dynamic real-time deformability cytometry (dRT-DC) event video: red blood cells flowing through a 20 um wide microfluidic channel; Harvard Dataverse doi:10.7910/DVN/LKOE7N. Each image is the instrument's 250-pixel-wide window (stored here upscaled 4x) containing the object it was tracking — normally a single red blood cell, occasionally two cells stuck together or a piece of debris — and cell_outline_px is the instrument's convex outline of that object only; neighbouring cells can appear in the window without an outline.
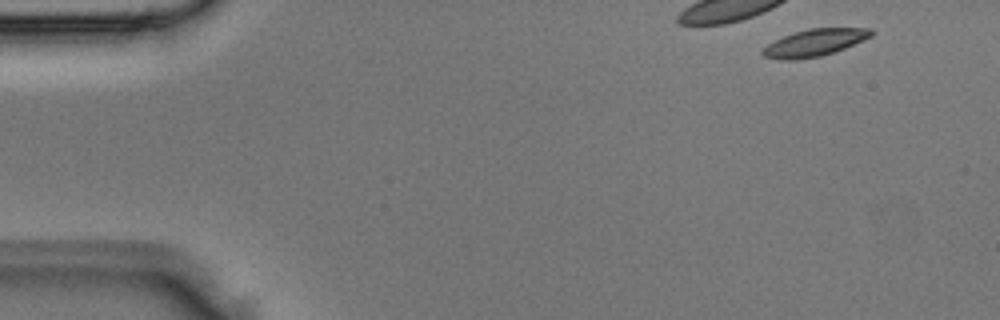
{"species": "Egyptian fruit bat (a non-hibernating species)", "species_latin": "Rousettus aegyptiacus", "temperature_condition": "room temperature", "stored_images_in_passage": 4, "segment_of_instrument_passage": [2, 2], "camera_frame_rate_fps": 3000, "um_per_image_px": 0.085, "animal": {"sex": "male"}, "frame": {"image": 1, "passage_image": 4, "time_ms": 1.0, "image_size_px": [1000, 320], "cell_outline_px": [[876, 32], [872, 36], [864, 40], [844, 48], [820, 56], [796, 60], [780, 60], [764, 56], [760, 52], [768, 44], [784, 36], [808, 28], [872, 28]], "centroid_in_image_um": [69.27, 3.62], "position_along_channel_um": 15.7, "area_um2": 17.05}}